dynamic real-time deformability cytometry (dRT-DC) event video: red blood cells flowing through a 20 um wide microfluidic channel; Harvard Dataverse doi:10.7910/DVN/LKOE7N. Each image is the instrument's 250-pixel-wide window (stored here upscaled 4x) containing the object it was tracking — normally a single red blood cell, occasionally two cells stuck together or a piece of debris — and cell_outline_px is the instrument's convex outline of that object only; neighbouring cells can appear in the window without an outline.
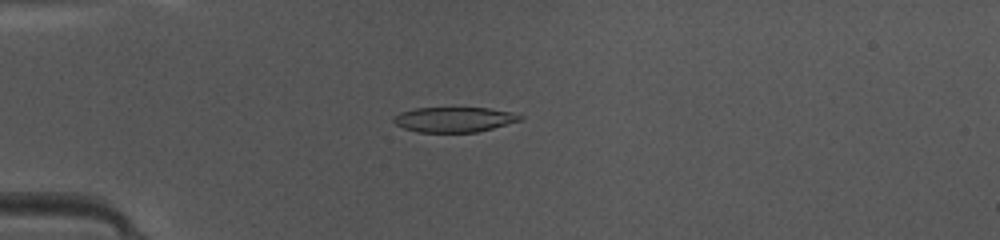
{"species": "common noctule bat (a hibernating species)", "species_latin": "Nyctalus noctula", "temperature_condition": "warm", "stored_images_in_passage": 48, "camera_frame_rate_fps": 3000, "um_per_image_px": 0.085, "animal": {"sex": "female", "body_mass_g": 10.0, "forearm_length_mm": 53.1}, "frame": {"image": 1, "passage_image": 13, "time_ms": 4.0, "image_size_px": [1000, 240], "cell_outline_px": [[524, 116], [520, 120], [492, 128], [476, 132], [420, 132], [404, 128], [396, 124], [392, 120], [392, 116], [400, 112], [416, 108], [488, 108], [512, 112]], "centroid_in_image_um": [38.57, 10.15], "position_along_channel_um": 46.4, "area_um2": 18.32}}
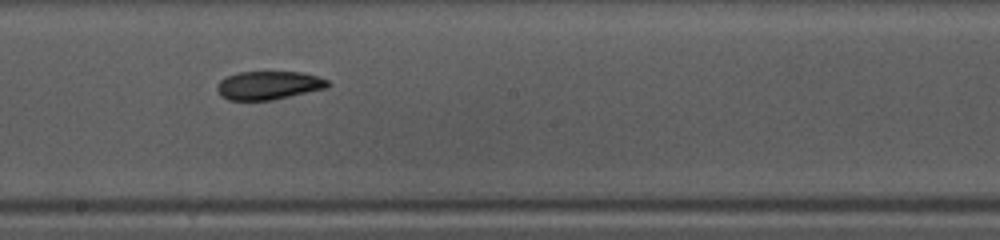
{"frame": {"image": 2, "passage_image": 27, "time_ms": 8.667, "image_size_px": [1000, 240], "cell_outline_px": [[332, 84], [328, 88], [272, 100], [228, 100], [220, 96], [216, 88], [216, 84], [220, 80], [236, 72], [300, 72], [320, 76], [328, 80]], "centroid_in_image_um": [22.85, 7.25], "position_along_channel_um": 225.3, "area_um2": 18.61}}
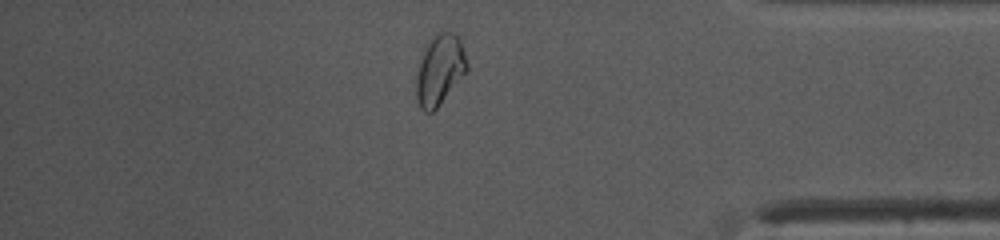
{"frame": {"image": 3, "passage_image": 41, "time_ms": 13.333, "image_size_px": [1000, 240], "cell_outline_px": [[468, 68], [440, 104], [432, 112], [424, 112], [420, 108], [416, 96], [416, 76], [424, 48], [428, 40], [436, 32], [452, 32], [460, 36], [468, 64]], "centroid_in_image_um": [37.37, 5.89], "position_along_channel_um": 397.8, "area_um2": 20.75}, "authors_computed_cell_mechanics": {"area_um2": 19.3919, "velocity_mm_per_s": 4.1849, "shape_relaxation_time_tau1_ms": 6.2403, "shape_relaxation_time_tau2_ms": 3.851, "deformation_change_tau1": 0.1658, "deformation_change_tau2": 0.094}}